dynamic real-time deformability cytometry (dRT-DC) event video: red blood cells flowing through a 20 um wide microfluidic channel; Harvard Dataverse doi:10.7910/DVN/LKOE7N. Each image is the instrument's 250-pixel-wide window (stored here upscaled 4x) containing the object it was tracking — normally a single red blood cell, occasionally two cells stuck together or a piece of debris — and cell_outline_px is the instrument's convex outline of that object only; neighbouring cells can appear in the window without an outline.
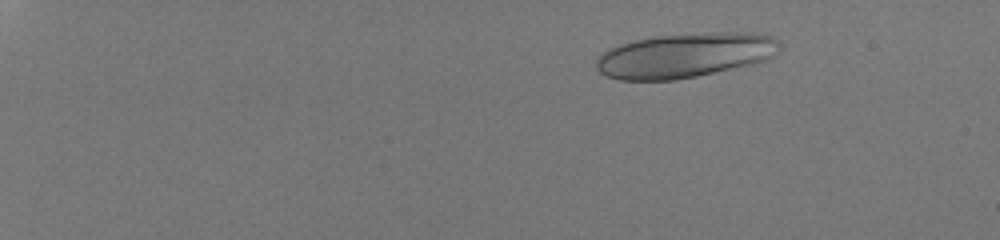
{"species": "human", "species_latin": "Homo sapiens", "temperature_condition": "room temperature", "stored_images_in_passage": 53, "camera_frame_rate_fps": 3000, "um_per_image_px": 0.085, "donor": {"sex": "male"}, "frame": {"image": 1, "passage_image": 9, "time_ms": 2.667, "image_size_px": [1000, 240], "cell_outline_px": [[780, 48], [772, 56], [764, 60], [752, 64], [696, 76], [676, 80], [620, 80], [608, 76], [600, 72], [596, 68], [596, 56], [600, 52], [636, 40], [656, 36], [708, 32], [752, 32], [772, 36], [780, 40]], "centroid_in_image_um": [58.23, 4.7], "position_along_channel_um": 26.8, "area_um2": 47.69}}
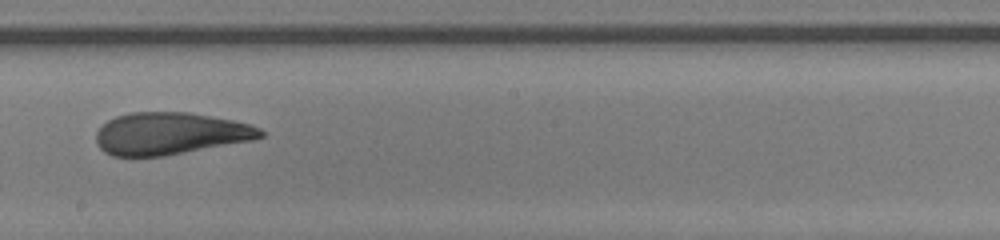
{"frame": {"image": 2, "passage_image": 35, "time_ms": 11.333, "image_size_px": [1000, 240], "cell_outline_px": [[264, 136], [252, 140], [164, 156], [112, 156], [104, 152], [96, 144], [96, 132], [108, 120], [116, 116], [128, 112], [188, 112], [232, 120], [248, 124], [260, 128], [264, 132]], "centroid_in_image_um": [14.43, 11.35], "position_along_channel_um": 233.8, "area_um2": 40.29}}
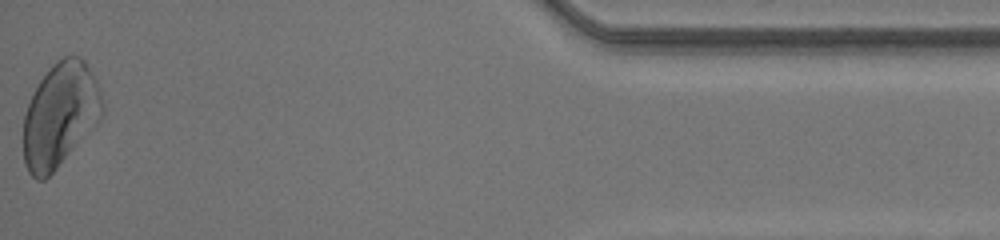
{"frame": {"image": 3, "passage_image": 53, "time_ms": 17.333, "image_size_px": [1000, 240], "cell_outline_px": [[104, 112], [100, 120], [56, 168], [44, 180], [36, 180], [28, 172], [24, 160], [24, 116], [28, 104], [40, 80], [52, 64], [56, 60], [64, 56], [80, 56], [84, 60], [92, 72], [96, 80], [104, 104]], "centroid_in_image_um": [5.12, 9.75], "position_along_channel_um": 430.1, "area_um2": 47.57}, "authors_computed_cell_mechanics": {"area_um2": 43.1766, "velocity_mm_per_s": 4.2308, "shape_relaxation_time_tau1_ms": 7.7646, "shape_relaxation_time_tau2_ms": 1.135, "deformation_change_tau1": 0.2422, "deformation_change_tau2": 0.0919}}